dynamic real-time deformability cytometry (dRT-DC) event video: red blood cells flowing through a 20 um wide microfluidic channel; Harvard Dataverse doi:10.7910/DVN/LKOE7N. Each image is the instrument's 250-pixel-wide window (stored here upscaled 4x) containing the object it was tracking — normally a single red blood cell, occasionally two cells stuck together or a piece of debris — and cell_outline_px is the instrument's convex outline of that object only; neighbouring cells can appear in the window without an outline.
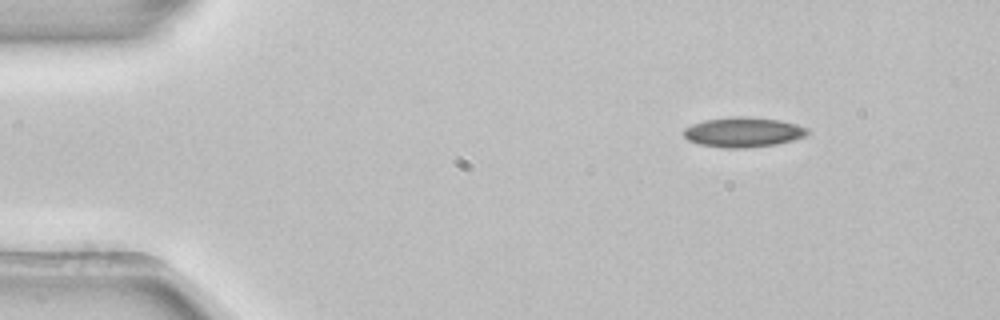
{"species": "common noctule bat (a hibernating species)", "species_latin": "Nyctalus noctula", "temperature_condition": "room temperature", "stored_images_in_passage": 3, "camera_frame_rate_fps": 3000, "um_per_image_px": 0.085, "animal": {"sex": "female", "body_mass_g": 22.7, "forearm_length_mm": 54.2}, "frame": {"image": 1, "passage_image": 1, "time_ms": 0.0, "image_size_px": [1000, 320], "cell_outline_px": [[812, 132], [804, 136], [792, 140], [776, 144], [744, 148], [724, 148], [700, 144], [688, 140], [684, 136], [684, 128], [692, 124], [704, 120], [736, 116], [744, 116], [780, 120], [796, 124], [808, 128]], "centroid_in_image_um": [63.19, 11.23], "position_along_channel_um": 21.8, "area_um2": 21.56}}
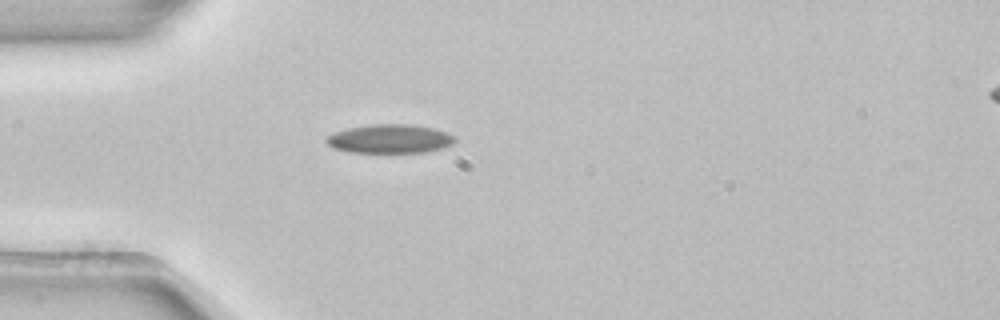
{"frame": {"image": 2, "passage_image": 3, "time_ms": 0.667, "image_size_px": [1000, 320], "cell_outline_px": [[456, 140], [452, 144], [440, 148], [424, 152], [352, 152], [332, 148], [324, 140], [328, 136], [336, 132], [348, 128], [372, 124], [412, 124], [432, 128], [448, 132], [456, 136]], "centroid_in_image_um": [33.15, 11.79], "position_along_channel_um": 51.8, "area_um2": 21.5}}